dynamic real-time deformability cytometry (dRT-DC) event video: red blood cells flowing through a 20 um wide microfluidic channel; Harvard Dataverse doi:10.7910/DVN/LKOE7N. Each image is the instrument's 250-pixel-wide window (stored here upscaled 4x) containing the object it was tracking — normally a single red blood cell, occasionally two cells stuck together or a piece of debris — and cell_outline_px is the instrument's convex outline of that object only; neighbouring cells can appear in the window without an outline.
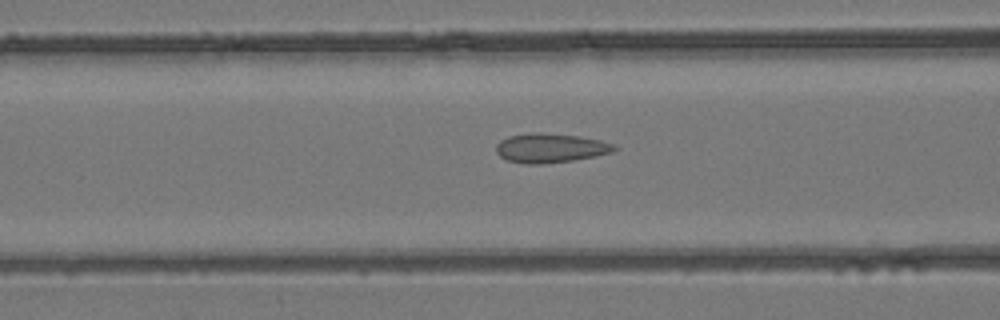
{"species": "common noctule bat (a hibernating species)", "species_latin": "Nyctalus noctula", "temperature_condition": "room temperature", "stored_images_in_passage": 29, "camera_frame_rate_fps": 3000, "um_per_image_px": 0.085, "animal": {"sex": "female", "body_mass_g": 24.6, "forearm_length_mm": 56.2}, "frame": {"image": 1, "passage_image": 9, "time_ms": 2.667, "image_size_px": [1000, 320], "cell_outline_px": [[620, 148], [612, 152], [596, 156], [572, 160], [544, 164], [524, 164], [508, 160], [500, 156], [496, 152], [496, 144], [500, 140], [508, 136], [532, 132], [540, 132], [580, 136], [600, 140], [616, 144]], "centroid_in_image_um": [46.8, 12.57], "position_along_channel_um": 119.8, "area_um2": 20.4}}
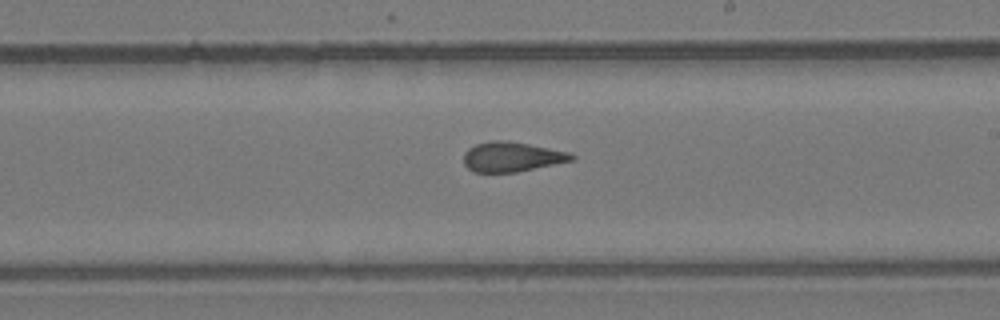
{"frame": {"image": 2, "passage_image": 18, "time_ms": 5.667, "image_size_px": [1000, 320], "cell_outline_px": [[576, 160], [516, 172], [472, 172], [464, 164], [464, 152], [468, 148], [476, 144], [492, 140], [508, 140], [572, 152], [576, 156]], "centroid_in_image_um": [43.54, 13.32], "position_along_channel_um": 245.5, "area_um2": 19.02}}
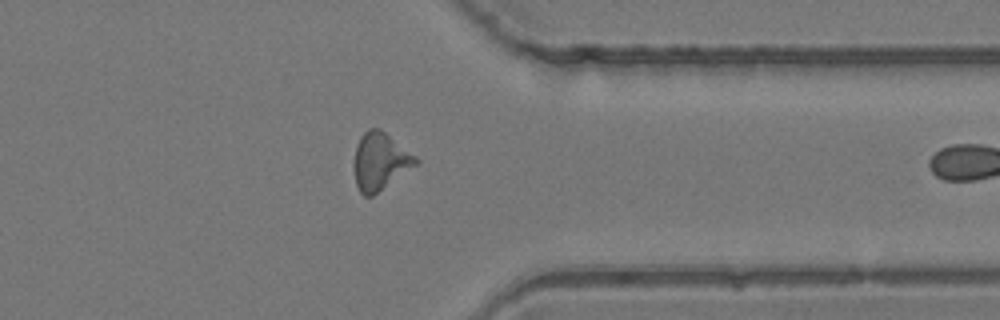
{"frame": {"image": 3, "passage_image": 28, "time_ms": 9.0, "image_size_px": [1000, 320], "cell_outline_px": [[420, 160], [416, 164], [372, 196], [364, 196], [360, 192], [356, 184], [352, 164], [356, 144], [360, 136], [368, 128], [380, 128], [416, 156]], "centroid_in_image_um": [32.25, 13.69], "position_along_channel_um": 379.1, "area_um2": 20.58}}